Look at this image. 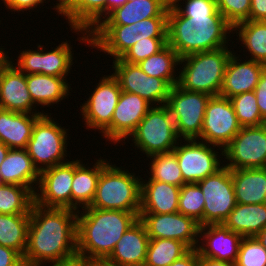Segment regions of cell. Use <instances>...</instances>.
Instances as JSON below:
<instances>
[{"label": "cell", "instance_id": "cell-9", "mask_svg": "<svg viewBox=\"0 0 266 266\" xmlns=\"http://www.w3.org/2000/svg\"><path fill=\"white\" fill-rule=\"evenodd\" d=\"M197 184L205 197L203 226L222 224L237 204L231 170L222 165L214 174Z\"/></svg>", "mask_w": 266, "mask_h": 266}, {"label": "cell", "instance_id": "cell-44", "mask_svg": "<svg viewBox=\"0 0 266 266\" xmlns=\"http://www.w3.org/2000/svg\"><path fill=\"white\" fill-rule=\"evenodd\" d=\"M216 6L220 15L234 27L248 20L251 0H216Z\"/></svg>", "mask_w": 266, "mask_h": 266}, {"label": "cell", "instance_id": "cell-7", "mask_svg": "<svg viewBox=\"0 0 266 266\" xmlns=\"http://www.w3.org/2000/svg\"><path fill=\"white\" fill-rule=\"evenodd\" d=\"M66 130L47 113L36 120L26 150L38 171L41 172L44 169L66 162L64 161L67 157Z\"/></svg>", "mask_w": 266, "mask_h": 266}, {"label": "cell", "instance_id": "cell-3", "mask_svg": "<svg viewBox=\"0 0 266 266\" xmlns=\"http://www.w3.org/2000/svg\"><path fill=\"white\" fill-rule=\"evenodd\" d=\"M227 47L190 54L181 58L179 64L184 62L185 65H182V71L179 72L177 85L188 91L218 96L232 53Z\"/></svg>", "mask_w": 266, "mask_h": 266}, {"label": "cell", "instance_id": "cell-51", "mask_svg": "<svg viewBox=\"0 0 266 266\" xmlns=\"http://www.w3.org/2000/svg\"><path fill=\"white\" fill-rule=\"evenodd\" d=\"M52 266H93V260L76 254L71 258L55 262Z\"/></svg>", "mask_w": 266, "mask_h": 266}, {"label": "cell", "instance_id": "cell-45", "mask_svg": "<svg viewBox=\"0 0 266 266\" xmlns=\"http://www.w3.org/2000/svg\"><path fill=\"white\" fill-rule=\"evenodd\" d=\"M180 1L182 0H171V4L183 16L193 18V20L208 19V16H221L217 10L216 0H186L184 9L179 5Z\"/></svg>", "mask_w": 266, "mask_h": 266}, {"label": "cell", "instance_id": "cell-43", "mask_svg": "<svg viewBox=\"0 0 266 266\" xmlns=\"http://www.w3.org/2000/svg\"><path fill=\"white\" fill-rule=\"evenodd\" d=\"M167 45V38H147L139 40L131 46L120 59L131 64H138Z\"/></svg>", "mask_w": 266, "mask_h": 266}, {"label": "cell", "instance_id": "cell-24", "mask_svg": "<svg viewBox=\"0 0 266 266\" xmlns=\"http://www.w3.org/2000/svg\"><path fill=\"white\" fill-rule=\"evenodd\" d=\"M0 175L2 184L25 186L34 194L40 180V171L34 166L26 149H9L0 165ZM33 183H36L34 187Z\"/></svg>", "mask_w": 266, "mask_h": 266}, {"label": "cell", "instance_id": "cell-10", "mask_svg": "<svg viewBox=\"0 0 266 266\" xmlns=\"http://www.w3.org/2000/svg\"><path fill=\"white\" fill-rule=\"evenodd\" d=\"M230 170L266 167V129L263 125L241 127L223 149Z\"/></svg>", "mask_w": 266, "mask_h": 266}, {"label": "cell", "instance_id": "cell-12", "mask_svg": "<svg viewBox=\"0 0 266 266\" xmlns=\"http://www.w3.org/2000/svg\"><path fill=\"white\" fill-rule=\"evenodd\" d=\"M114 73L122 91L137 94L154 106L165 105L172 86L164 79L147 75L138 64L113 60ZM163 103V104H162Z\"/></svg>", "mask_w": 266, "mask_h": 266}, {"label": "cell", "instance_id": "cell-14", "mask_svg": "<svg viewBox=\"0 0 266 266\" xmlns=\"http://www.w3.org/2000/svg\"><path fill=\"white\" fill-rule=\"evenodd\" d=\"M150 239H173L197 249L200 225L180 212L169 214H139Z\"/></svg>", "mask_w": 266, "mask_h": 266}, {"label": "cell", "instance_id": "cell-58", "mask_svg": "<svg viewBox=\"0 0 266 266\" xmlns=\"http://www.w3.org/2000/svg\"><path fill=\"white\" fill-rule=\"evenodd\" d=\"M9 147H7L5 144H3L2 142H0V165L3 163V161L5 160V157L9 151Z\"/></svg>", "mask_w": 266, "mask_h": 266}, {"label": "cell", "instance_id": "cell-20", "mask_svg": "<svg viewBox=\"0 0 266 266\" xmlns=\"http://www.w3.org/2000/svg\"><path fill=\"white\" fill-rule=\"evenodd\" d=\"M12 61L4 68L0 77V109L20 113L32 111L35 104L29 93L26 74L20 72Z\"/></svg>", "mask_w": 266, "mask_h": 266}, {"label": "cell", "instance_id": "cell-46", "mask_svg": "<svg viewBox=\"0 0 266 266\" xmlns=\"http://www.w3.org/2000/svg\"><path fill=\"white\" fill-rule=\"evenodd\" d=\"M0 266H25L23 256L16 250L0 245Z\"/></svg>", "mask_w": 266, "mask_h": 266}, {"label": "cell", "instance_id": "cell-26", "mask_svg": "<svg viewBox=\"0 0 266 266\" xmlns=\"http://www.w3.org/2000/svg\"><path fill=\"white\" fill-rule=\"evenodd\" d=\"M171 0H134L111 11L98 25H131L151 17H167Z\"/></svg>", "mask_w": 266, "mask_h": 266}, {"label": "cell", "instance_id": "cell-8", "mask_svg": "<svg viewBox=\"0 0 266 266\" xmlns=\"http://www.w3.org/2000/svg\"><path fill=\"white\" fill-rule=\"evenodd\" d=\"M210 97L206 93L182 89L177 84L171 88L165 105L174 119L178 137L198 140Z\"/></svg>", "mask_w": 266, "mask_h": 266}, {"label": "cell", "instance_id": "cell-41", "mask_svg": "<svg viewBox=\"0 0 266 266\" xmlns=\"http://www.w3.org/2000/svg\"><path fill=\"white\" fill-rule=\"evenodd\" d=\"M205 197L197 183L184 184L180 188L178 212L193 218L200 227L203 226V209Z\"/></svg>", "mask_w": 266, "mask_h": 266}, {"label": "cell", "instance_id": "cell-54", "mask_svg": "<svg viewBox=\"0 0 266 266\" xmlns=\"http://www.w3.org/2000/svg\"><path fill=\"white\" fill-rule=\"evenodd\" d=\"M126 2V0H107V15L114 9L124 5Z\"/></svg>", "mask_w": 266, "mask_h": 266}, {"label": "cell", "instance_id": "cell-2", "mask_svg": "<svg viewBox=\"0 0 266 266\" xmlns=\"http://www.w3.org/2000/svg\"><path fill=\"white\" fill-rule=\"evenodd\" d=\"M77 254L106 259L123 234L139 219V213L85 207L77 211Z\"/></svg>", "mask_w": 266, "mask_h": 266}, {"label": "cell", "instance_id": "cell-55", "mask_svg": "<svg viewBox=\"0 0 266 266\" xmlns=\"http://www.w3.org/2000/svg\"><path fill=\"white\" fill-rule=\"evenodd\" d=\"M93 266H122V265L115 264L107 259H94Z\"/></svg>", "mask_w": 266, "mask_h": 266}, {"label": "cell", "instance_id": "cell-59", "mask_svg": "<svg viewBox=\"0 0 266 266\" xmlns=\"http://www.w3.org/2000/svg\"><path fill=\"white\" fill-rule=\"evenodd\" d=\"M263 126H264V128L266 129V117H265L264 120H263Z\"/></svg>", "mask_w": 266, "mask_h": 266}, {"label": "cell", "instance_id": "cell-53", "mask_svg": "<svg viewBox=\"0 0 266 266\" xmlns=\"http://www.w3.org/2000/svg\"><path fill=\"white\" fill-rule=\"evenodd\" d=\"M59 3L54 6V9L57 10L58 14H63L73 3L75 0H57Z\"/></svg>", "mask_w": 266, "mask_h": 266}, {"label": "cell", "instance_id": "cell-56", "mask_svg": "<svg viewBox=\"0 0 266 266\" xmlns=\"http://www.w3.org/2000/svg\"><path fill=\"white\" fill-rule=\"evenodd\" d=\"M7 53L4 52L3 48H0V68H5L10 62Z\"/></svg>", "mask_w": 266, "mask_h": 266}, {"label": "cell", "instance_id": "cell-50", "mask_svg": "<svg viewBox=\"0 0 266 266\" xmlns=\"http://www.w3.org/2000/svg\"><path fill=\"white\" fill-rule=\"evenodd\" d=\"M168 266H199V252L197 249H190L185 255Z\"/></svg>", "mask_w": 266, "mask_h": 266}, {"label": "cell", "instance_id": "cell-32", "mask_svg": "<svg viewBox=\"0 0 266 266\" xmlns=\"http://www.w3.org/2000/svg\"><path fill=\"white\" fill-rule=\"evenodd\" d=\"M67 77H56L45 74L26 75V82L31 98L38 105H54L69 95Z\"/></svg>", "mask_w": 266, "mask_h": 266}, {"label": "cell", "instance_id": "cell-33", "mask_svg": "<svg viewBox=\"0 0 266 266\" xmlns=\"http://www.w3.org/2000/svg\"><path fill=\"white\" fill-rule=\"evenodd\" d=\"M194 25L183 16L171 3L167 16V44L183 58L193 54Z\"/></svg>", "mask_w": 266, "mask_h": 266}, {"label": "cell", "instance_id": "cell-27", "mask_svg": "<svg viewBox=\"0 0 266 266\" xmlns=\"http://www.w3.org/2000/svg\"><path fill=\"white\" fill-rule=\"evenodd\" d=\"M193 54L223 48L228 43V33L233 27L222 16H208V19L193 20ZM227 37V38H226ZM227 39V40H226Z\"/></svg>", "mask_w": 266, "mask_h": 266}, {"label": "cell", "instance_id": "cell-25", "mask_svg": "<svg viewBox=\"0 0 266 266\" xmlns=\"http://www.w3.org/2000/svg\"><path fill=\"white\" fill-rule=\"evenodd\" d=\"M44 113H20L0 109V142L10 149H26L36 120Z\"/></svg>", "mask_w": 266, "mask_h": 266}, {"label": "cell", "instance_id": "cell-29", "mask_svg": "<svg viewBox=\"0 0 266 266\" xmlns=\"http://www.w3.org/2000/svg\"><path fill=\"white\" fill-rule=\"evenodd\" d=\"M103 13L107 15V0H75L62 15L74 32H82L80 41L90 43V32L106 17Z\"/></svg>", "mask_w": 266, "mask_h": 266}, {"label": "cell", "instance_id": "cell-31", "mask_svg": "<svg viewBox=\"0 0 266 266\" xmlns=\"http://www.w3.org/2000/svg\"><path fill=\"white\" fill-rule=\"evenodd\" d=\"M222 224L243 237H255L266 227V203H237Z\"/></svg>", "mask_w": 266, "mask_h": 266}, {"label": "cell", "instance_id": "cell-1", "mask_svg": "<svg viewBox=\"0 0 266 266\" xmlns=\"http://www.w3.org/2000/svg\"><path fill=\"white\" fill-rule=\"evenodd\" d=\"M77 211L34 202L30 211L25 266L55 263L77 254Z\"/></svg>", "mask_w": 266, "mask_h": 266}, {"label": "cell", "instance_id": "cell-48", "mask_svg": "<svg viewBox=\"0 0 266 266\" xmlns=\"http://www.w3.org/2000/svg\"><path fill=\"white\" fill-rule=\"evenodd\" d=\"M6 8L13 11H24L30 10L31 8H36L37 5H40L45 0H2Z\"/></svg>", "mask_w": 266, "mask_h": 266}, {"label": "cell", "instance_id": "cell-39", "mask_svg": "<svg viewBox=\"0 0 266 266\" xmlns=\"http://www.w3.org/2000/svg\"><path fill=\"white\" fill-rule=\"evenodd\" d=\"M152 163L150 165L151 178L149 180L160 181L182 187L186 184L180 170L175 153H161L150 156Z\"/></svg>", "mask_w": 266, "mask_h": 266}, {"label": "cell", "instance_id": "cell-13", "mask_svg": "<svg viewBox=\"0 0 266 266\" xmlns=\"http://www.w3.org/2000/svg\"><path fill=\"white\" fill-rule=\"evenodd\" d=\"M196 140L185 139L184 145L177 143L173 149L186 184L197 183L222 167L218 152L208 143Z\"/></svg>", "mask_w": 266, "mask_h": 266}, {"label": "cell", "instance_id": "cell-21", "mask_svg": "<svg viewBox=\"0 0 266 266\" xmlns=\"http://www.w3.org/2000/svg\"><path fill=\"white\" fill-rule=\"evenodd\" d=\"M231 53L228 61L223 85L219 96L232 98L235 95L254 91L266 65L249 59L239 62V57Z\"/></svg>", "mask_w": 266, "mask_h": 266}, {"label": "cell", "instance_id": "cell-23", "mask_svg": "<svg viewBox=\"0 0 266 266\" xmlns=\"http://www.w3.org/2000/svg\"><path fill=\"white\" fill-rule=\"evenodd\" d=\"M141 181L140 213L169 214L178 212L180 188L155 180Z\"/></svg>", "mask_w": 266, "mask_h": 266}, {"label": "cell", "instance_id": "cell-15", "mask_svg": "<svg viewBox=\"0 0 266 266\" xmlns=\"http://www.w3.org/2000/svg\"><path fill=\"white\" fill-rule=\"evenodd\" d=\"M74 161H67L40 172L35 203L48 208L71 209Z\"/></svg>", "mask_w": 266, "mask_h": 266}, {"label": "cell", "instance_id": "cell-37", "mask_svg": "<svg viewBox=\"0 0 266 266\" xmlns=\"http://www.w3.org/2000/svg\"><path fill=\"white\" fill-rule=\"evenodd\" d=\"M35 194L25 186L0 185V214H30Z\"/></svg>", "mask_w": 266, "mask_h": 266}, {"label": "cell", "instance_id": "cell-34", "mask_svg": "<svg viewBox=\"0 0 266 266\" xmlns=\"http://www.w3.org/2000/svg\"><path fill=\"white\" fill-rule=\"evenodd\" d=\"M29 223L30 214H0V245L12 248L23 256Z\"/></svg>", "mask_w": 266, "mask_h": 266}, {"label": "cell", "instance_id": "cell-11", "mask_svg": "<svg viewBox=\"0 0 266 266\" xmlns=\"http://www.w3.org/2000/svg\"><path fill=\"white\" fill-rule=\"evenodd\" d=\"M241 125L229 98L211 96L205 108L200 140L223 149L240 131Z\"/></svg>", "mask_w": 266, "mask_h": 266}, {"label": "cell", "instance_id": "cell-60", "mask_svg": "<svg viewBox=\"0 0 266 266\" xmlns=\"http://www.w3.org/2000/svg\"><path fill=\"white\" fill-rule=\"evenodd\" d=\"M3 70H4V68H0V77H1V74H2Z\"/></svg>", "mask_w": 266, "mask_h": 266}, {"label": "cell", "instance_id": "cell-57", "mask_svg": "<svg viewBox=\"0 0 266 266\" xmlns=\"http://www.w3.org/2000/svg\"><path fill=\"white\" fill-rule=\"evenodd\" d=\"M255 238L258 240V242L264 246V248L266 249V227L261 230L256 236Z\"/></svg>", "mask_w": 266, "mask_h": 266}, {"label": "cell", "instance_id": "cell-30", "mask_svg": "<svg viewBox=\"0 0 266 266\" xmlns=\"http://www.w3.org/2000/svg\"><path fill=\"white\" fill-rule=\"evenodd\" d=\"M236 202L266 203V167L231 170Z\"/></svg>", "mask_w": 266, "mask_h": 266}, {"label": "cell", "instance_id": "cell-42", "mask_svg": "<svg viewBox=\"0 0 266 266\" xmlns=\"http://www.w3.org/2000/svg\"><path fill=\"white\" fill-rule=\"evenodd\" d=\"M235 266H266V249L255 237H243Z\"/></svg>", "mask_w": 266, "mask_h": 266}, {"label": "cell", "instance_id": "cell-36", "mask_svg": "<svg viewBox=\"0 0 266 266\" xmlns=\"http://www.w3.org/2000/svg\"><path fill=\"white\" fill-rule=\"evenodd\" d=\"M233 31L250 52V59L266 65V21L247 20L234 26Z\"/></svg>", "mask_w": 266, "mask_h": 266}, {"label": "cell", "instance_id": "cell-47", "mask_svg": "<svg viewBox=\"0 0 266 266\" xmlns=\"http://www.w3.org/2000/svg\"><path fill=\"white\" fill-rule=\"evenodd\" d=\"M257 105L263 118L266 117V67L264 68L259 82L254 90Z\"/></svg>", "mask_w": 266, "mask_h": 266}, {"label": "cell", "instance_id": "cell-22", "mask_svg": "<svg viewBox=\"0 0 266 266\" xmlns=\"http://www.w3.org/2000/svg\"><path fill=\"white\" fill-rule=\"evenodd\" d=\"M150 238L138 219L116 243L107 260L122 266H144Z\"/></svg>", "mask_w": 266, "mask_h": 266}, {"label": "cell", "instance_id": "cell-6", "mask_svg": "<svg viewBox=\"0 0 266 266\" xmlns=\"http://www.w3.org/2000/svg\"><path fill=\"white\" fill-rule=\"evenodd\" d=\"M134 146L147 157L155 154L172 152L179 137L175 122L166 105L151 106L147 114L130 135Z\"/></svg>", "mask_w": 266, "mask_h": 266}, {"label": "cell", "instance_id": "cell-28", "mask_svg": "<svg viewBox=\"0 0 266 266\" xmlns=\"http://www.w3.org/2000/svg\"><path fill=\"white\" fill-rule=\"evenodd\" d=\"M104 159L97 160L94 168L86 167L80 160L74 161V177L71 190V210L78 211L81 208L88 207L92 204L97 182L101 171L109 164ZM79 204V205H78Z\"/></svg>", "mask_w": 266, "mask_h": 266}, {"label": "cell", "instance_id": "cell-5", "mask_svg": "<svg viewBox=\"0 0 266 266\" xmlns=\"http://www.w3.org/2000/svg\"><path fill=\"white\" fill-rule=\"evenodd\" d=\"M134 175L108 164L101 171L96 194L89 207L140 213L141 181Z\"/></svg>", "mask_w": 266, "mask_h": 266}, {"label": "cell", "instance_id": "cell-4", "mask_svg": "<svg viewBox=\"0 0 266 266\" xmlns=\"http://www.w3.org/2000/svg\"><path fill=\"white\" fill-rule=\"evenodd\" d=\"M147 38H167V17H151L131 25H97L90 32L89 44L118 59Z\"/></svg>", "mask_w": 266, "mask_h": 266}, {"label": "cell", "instance_id": "cell-18", "mask_svg": "<svg viewBox=\"0 0 266 266\" xmlns=\"http://www.w3.org/2000/svg\"><path fill=\"white\" fill-rule=\"evenodd\" d=\"M152 104L137 94L122 91L115 107L111 124L102 132L103 137L117 143L130 136L147 114Z\"/></svg>", "mask_w": 266, "mask_h": 266}, {"label": "cell", "instance_id": "cell-40", "mask_svg": "<svg viewBox=\"0 0 266 266\" xmlns=\"http://www.w3.org/2000/svg\"><path fill=\"white\" fill-rule=\"evenodd\" d=\"M231 104L241 127L263 125L254 91L244 92L230 98Z\"/></svg>", "mask_w": 266, "mask_h": 266}, {"label": "cell", "instance_id": "cell-38", "mask_svg": "<svg viewBox=\"0 0 266 266\" xmlns=\"http://www.w3.org/2000/svg\"><path fill=\"white\" fill-rule=\"evenodd\" d=\"M190 248L173 239H150L144 266H168L185 255Z\"/></svg>", "mask_w": 266, "mask_h": 266}, {"label": "cell", "instance_id": "cell-19", "mask_svg": "<svg viewBox=\"0 0 266 266\" xmlns=\"http://www.w3.org/2000/svg\"><path fill=\"white\" fill-rule=\"evenodd\" d=\"M199 234L202 235H199V238L202 237L204 240L202 246L198 244L197 247L201 256L230 263L236 262L242 235L230 231L223 224L201 226Z\"/></svg>", "mask_w": 266, "mask_h": 266}, {"label": "cell", "instance_id": "cell-17", "mask_svg": "<svg viewBox=\"0 0 266 266\" xmlns=\"http://www.w3.org/2000/svg\"><path fill=\"white\" fill-rule=\"evenodd\" d=\"M37 50L22 51L18 56L17 66L20 72L30 74H45L56 77H65L73 65L72 47L62 42L54 50L43 52V46L38 45Z\"/></svg>", "mask_w": 266, "mask_h": 266}, {"label": "cell", "instance_id": "cell-52", "mask_svg": "<svg viewBox=\"0 0 266 266\" xmlns=\"http://www.w3.org/2000/svg\"><path fill=\"white\" fill-rule=\"evenodd\" d=\"M199 266H235L234 263L216 260L199 254Z\"/></svg>", "mask_w": 266, "mask_h": 266}, {"label": "cell", "instance_id": "cell-16", "mask_svg": "<svg viewBox=\"0 0 266 266\" xmlns=\"http://www.w3.org/2000/svg\"><path fill=\"white\" fill-rule=\"evenodd\" d=\"M96 86L80 110L87 128L103 132L112 122L122 90L113 74L101 77Z\"/></svg>", "mask_w": 266, "mask_h": 266}, {"label": "cell", "instance_id": "cell-49", "mask_svg": "<svg viewBox=\"0 0 266 266\" xmlns=\"http://www.w3.org/2000/svg\"><path fill=\"white\" fill-rule=\"evenodd\" d=\"M248 20L266 21V0H251Z\"/></svg>", "mask_w": 266, "mask_h": 266}, {"label": "cell", "instance_id": "cell-35", "mask_svg": "<svg viewBox=\"0 0 266 266\" xmlns=\"http://www.w3.org/2000/svg\"><path fill=\"white\" fill-rule=\"evenodd\" d=\"M179 61L177 52L167 44L158 53L140 61L138 66L147 75L164 79L173 87L178 83V76L174 75V69Z\"/></svg>", "mask_w": 266, "mask_h": 266}]
</instances>
